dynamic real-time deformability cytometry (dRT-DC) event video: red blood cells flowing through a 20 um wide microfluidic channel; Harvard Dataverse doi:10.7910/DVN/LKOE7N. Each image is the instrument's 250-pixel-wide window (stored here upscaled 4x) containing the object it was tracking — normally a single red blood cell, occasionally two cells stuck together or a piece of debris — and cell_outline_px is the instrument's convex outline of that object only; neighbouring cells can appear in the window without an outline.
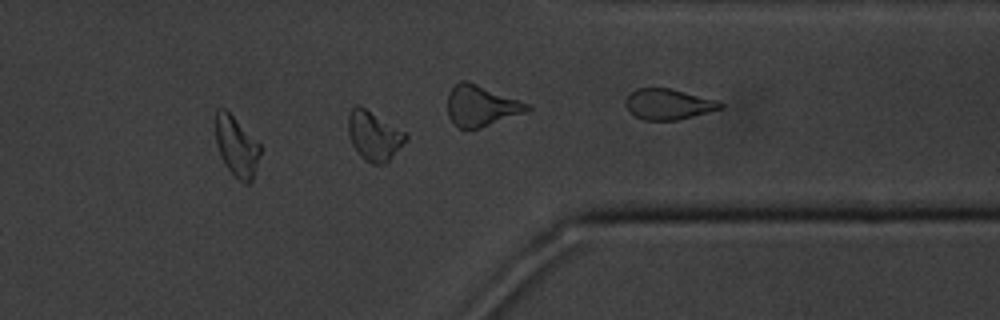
{"species": "common noctule bat (a hibernating species)", "species_latin": "Nyctalus noctula", "temperature_condition": "cold", "stored_images_in_passage": 16, "camera_frame_rate_fps": 3000, "um_per_image_px": 0.085, "animal": {"sex": "male", "body_mass_g": 20.1, "forearm_length_mm": 53.5}, "frame": {"image": 1, "passage_image": 12, "time_ms": 13.667, "image_size_px": [1000, 320], "cell_outline_px": [[260, 152], [252, 180], [248, 184], [240, 180], [224, 164], [220, 156], [216, 144], [216, 108], [224, 108], [260, 144]], "centroid_in_image_um": [20.08, 12.44], "position_along_channel_um": 391.3, "area_um2": 15.2}, "authors_computed_cell_mechanics": {"area_um2": 15.9528, "velocity_mm_per_s": 3.414, "shape_relaxation_time_tau1_ms": 3.0496, "shape_relaxation_time_tau2_ms": null, "deformation_change_tau1": 0.1166, "deformation_change_tau2": null}}